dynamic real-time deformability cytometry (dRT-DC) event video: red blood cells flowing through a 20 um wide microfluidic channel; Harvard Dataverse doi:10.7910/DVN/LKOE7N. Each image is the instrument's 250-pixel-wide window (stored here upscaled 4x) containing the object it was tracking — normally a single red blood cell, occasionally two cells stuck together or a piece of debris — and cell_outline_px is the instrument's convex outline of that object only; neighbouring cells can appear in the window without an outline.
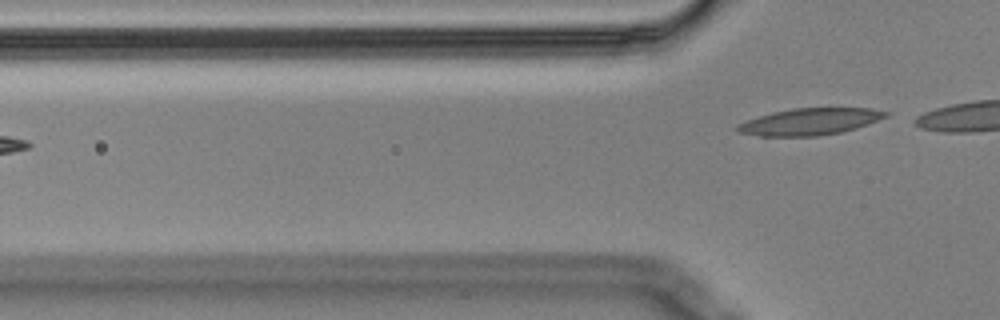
{"species": "Egyptian fruit bat (a non-hibernating species)", "species_latin": "Rousettus aegyptiacus", "temperature_condition": "cold", "stored_images_in_passage": 7, "camera_frame_rate_fps": 3000, "um_per_image_px": 0.085, "animal": {"sex": "male"}, "frame": {"image": 1, "passage_image": 7, "time_ms": 2.0, "image_size_px": [1000, 320], "cell_outline_px": [[892, 112], [888, 116], [868, 124], [856, 128], [840, 132], [820, 136], [760, 136], [736, 132], [732, 128], [736, 124], [772, 112], [792, 108], [872, 108]], "centroid_in_image_um": [68.83, 10.34], "position_along_channel_um": 57.0, "area_um2": 23.35}}